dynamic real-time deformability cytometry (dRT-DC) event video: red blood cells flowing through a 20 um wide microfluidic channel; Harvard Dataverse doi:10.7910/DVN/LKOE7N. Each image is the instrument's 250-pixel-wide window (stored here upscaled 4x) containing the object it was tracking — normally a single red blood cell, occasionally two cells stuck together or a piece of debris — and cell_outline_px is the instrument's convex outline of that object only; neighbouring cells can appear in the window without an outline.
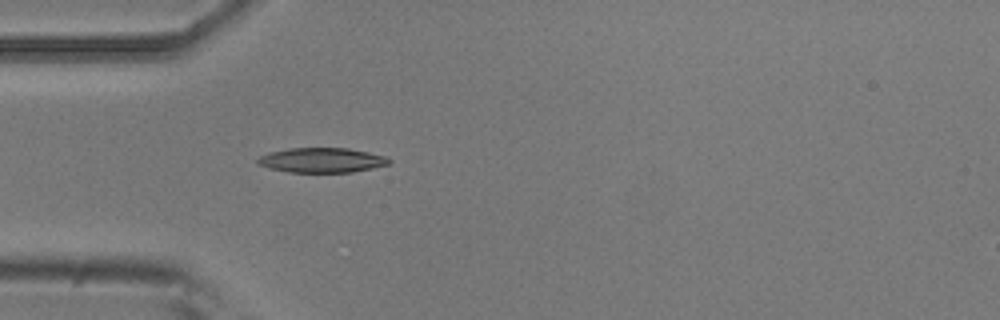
{"species": "common noctule bat (a hibernating species)", "species_latin": "Nyctalus noctula", "temperature_condition": "room temperature", "stored_images_in_passage": 17, "camera_frame_rate_fps": 3000, "um_per_image_px": 0.085, "animal": {"sex": "male", "body_mass_g": 20.5, "forearm_length_mm": 52.5}, "frame": {"image": 1, "passage_image": 1, "time_ms": 0.0, "image_size_px": [1000, 320], "cell_outline_px": [[392, 164], [352, 172], [288, 172], [268, 168], [256, 164], [256, 160], [260, 156], [268, 152], [288, 148], [348, 148], [388, 156], [392, 160]], "centroid_in_image_um": [27.36, 13.61], "position_along_channel_um": 57.6, "area_um2": 19.25}}
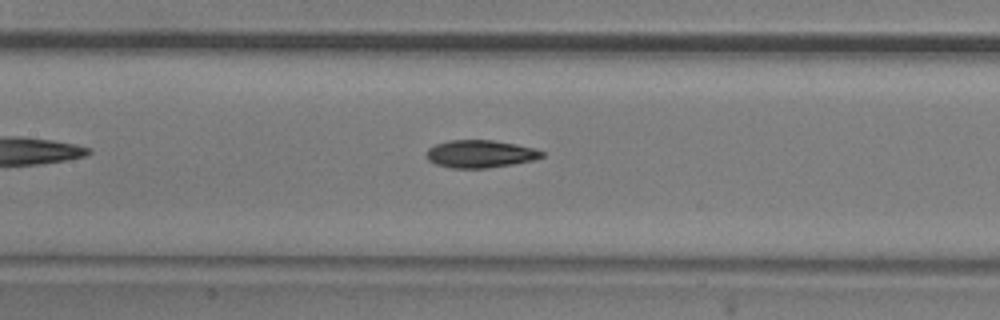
{"frame": {"image": 2, "passage_image": 10, "time_ms": 3.0, "image_size_px": [1000, 320], "cell_outline_px": [[544, 156], [532, 160], [512, 164], [488, 168], [452, 168], [436, 164], [428, 160], [428, 148], [436, 144], [448, 140], [492, 140], [516, 144], [536, 148], [544, 152]], "centroid_in_image_um": [40.84, 13.07], "position_along_channel_um": 166.6, "area_um2": 18.5}}
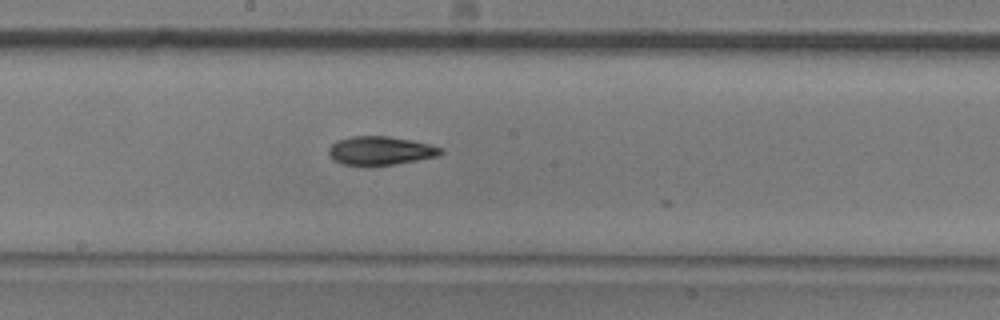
{"frame": {"image": 3, "passage_image": 14, "time_ms": 4.333, "image_size_px": [1000, 320], "cell_outline_px": [[444, 152], [436, 156], [396, 164], [344, 164], [332, 160], [328, 152], [328, 148], [336, 140], [352, 136], [388, 136], [412, 140], [444, 148]], "centroid_in_image_um": [32.32, 12.78], "position_along_channel_um": 215.9, "area_um2": 18.44}}